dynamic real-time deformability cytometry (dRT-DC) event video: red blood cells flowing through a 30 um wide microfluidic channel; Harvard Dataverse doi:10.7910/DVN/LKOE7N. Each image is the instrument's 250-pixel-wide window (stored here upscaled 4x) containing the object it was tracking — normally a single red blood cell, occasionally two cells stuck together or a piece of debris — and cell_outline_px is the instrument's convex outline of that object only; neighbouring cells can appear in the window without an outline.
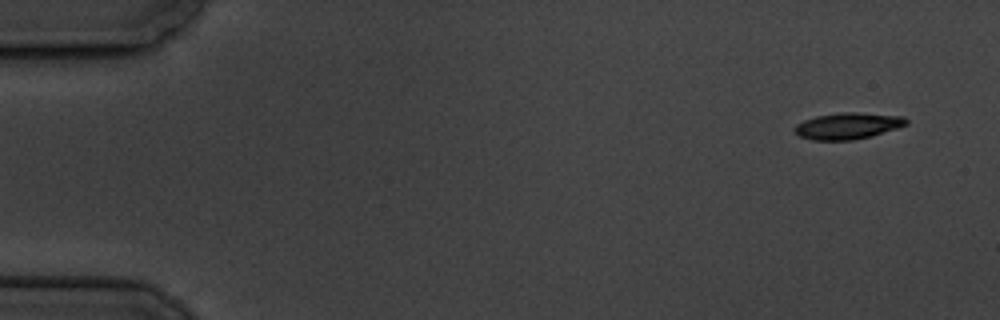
{"species": "common noctule bat (a hibernating species)", "species_latin": "Nyctalus noctula", "temperature_condition": "cold", "stored_images_in_passage": 4, "camera_frame_rate_fps": 3000, "um_per_image_px": 0.085, "animal": {"sex": "male", "body_mass_g": 19.5, "forearm_length_mm": 54.6}, "frame": {"image": 1, "passage_image": 1, "time_ms": 0.0, "image_size_px": [1000, 320], "cell_outline_px": [[908, 124], [872, 136], [852, 140], [812, 140], [800, 136], [792, 128], [796, 124], [804, 120], [816, 116], [840, 112], [856, 112], [904, 116], [908, 120]], "centroid_in_image_um": [72.06, 10.69], "position_along_channel_um": 12.9, "area_um2": 17.22}}